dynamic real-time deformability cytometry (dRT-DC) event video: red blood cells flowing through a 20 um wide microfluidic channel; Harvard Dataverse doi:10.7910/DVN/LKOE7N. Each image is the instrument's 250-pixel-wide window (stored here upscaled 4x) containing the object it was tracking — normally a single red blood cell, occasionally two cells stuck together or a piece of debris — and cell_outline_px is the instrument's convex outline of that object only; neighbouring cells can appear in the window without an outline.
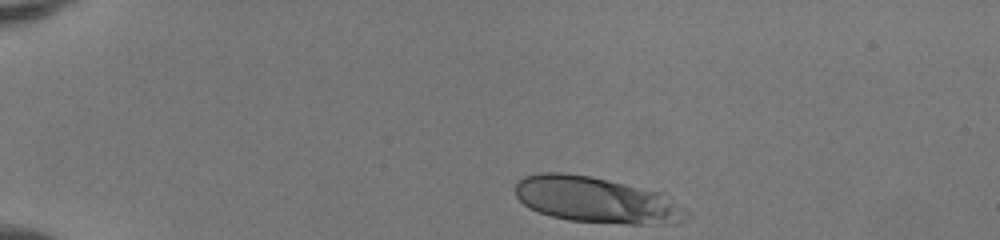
{"species": "human", "species_latin": "Homo sapiens", "temperature_condition": "room temperature", "stored_images_in_passage": 31, "camera_frame_rate_fps": 3000, "um_per_image_px": 0.085, "donor": {"sex": "female"}, "frame": {"image": 1, "passage_image": 1, "time_ms": 0.0, "image_size_px": [1000, 240], "cell_outline_px": [[692, 216], [676, 224], [628, 224], [568, 220], [552, 216], [528, 208], [516, 196], [516, 184], [524, 176], [540, 172], [564, 172], [588, 176], [608, 180], [660, 192], [692, 212]], "centroid_in_image_um": [50.75, 17.01], "position_along_channel_um": 34.3, "area_um2": 46.01}}
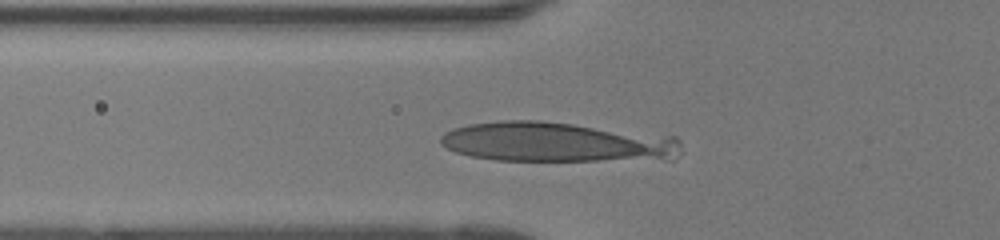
{"frame": {"image": 2, "passage_image": 10, "time_ms": 3.0, "image_size_px": [1000, 240], "cell_outline_px": [[684, 152], [672, 160], [496, 160], [472, 156], [456, 152], [440, 144], [440, 136], [444, 132], [452, 128], [468, 124], [500, 120], [540, 120], [676, 136], [680, 140]], "centroid_in_image_um": [47.39, 12.08], "position_along_channel_um": 78.4, "area_um2": 56.47}}